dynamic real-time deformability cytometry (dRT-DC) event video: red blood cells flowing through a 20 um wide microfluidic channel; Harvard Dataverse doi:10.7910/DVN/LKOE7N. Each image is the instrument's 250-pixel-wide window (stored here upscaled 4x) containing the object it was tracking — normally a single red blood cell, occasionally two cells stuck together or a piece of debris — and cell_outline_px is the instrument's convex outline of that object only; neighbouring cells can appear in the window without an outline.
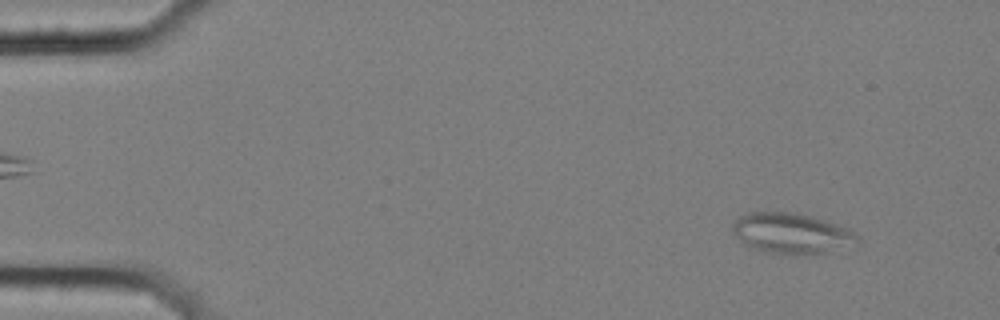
{"species": "common noctule bat (a hibernating species)", "species_latin": "Nyctalus noctula", "temperature_condition": "cold", "stored_images_in_passage": 8, "camera_frame_rate_fps": 3000, "um_per_image_px": 0.085, "animal": {"sex": "female", "body_mass_g": 25.1}, "frame": {"image": 1, "passage_image": 5, "time_ms": 1.333, "image_size_px": [1000, 320], "cell_outline_px": [[860, 244], [828, 252], [796, 256], [764, 252], [752, 248], [744, 244], [732, 232], [732, 224], [740, 216], [748, 212], [792, 212], [812, 216], [848, 228], [860, 236]], "centroid_in_image_um": [67.32, 19.86], "position_along_channel_um": 17.7, "area_um2": 30.06}}